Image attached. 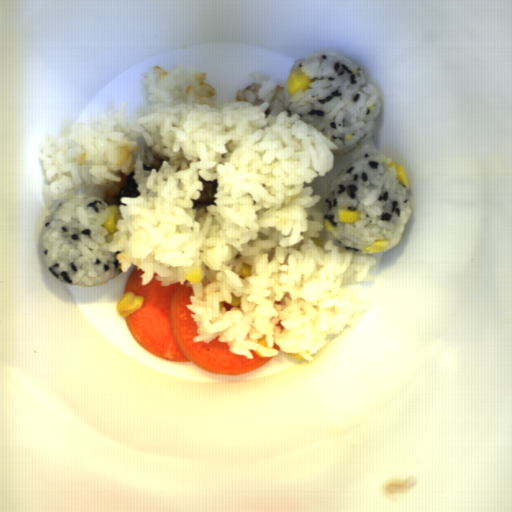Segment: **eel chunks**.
<instances>
[{
	"instance_id": "1",
	"label": "eel chunks",
	"mask_w": 512,
	"mask_h": 512,
	"mask_svg": "<svg viewBox=\"0 0 512 512\" xmlns=\"http://www.w3.org/2000/svg\"><path fill=\"white\" fill-rule=\"evenodd\" d=\"M203 183V190L200 191L201 194L198 200H194L193 208L194 209H205L209 208L214 204L215 193L219 187V181L216 180H206L203 177L199 179Z\"/></svg>"
},
{
	"instance_id": "2",
	"label": "eel chunks",
	"mask_w": 512,
	"mask_h": 512,
	"mask_svg": "<svg viewBox=\"0 0 512 512\" xmlns=\"http://www.w3.org/2000/svg\"><path fill=\"white\" fill-rule=\"evenodd\" d=\"M134 176H136L135 172H132L128 176H126L118 185L119 194L114 196L115 203H120L122 197H132L137 198L139 195V191L137 190L138 184L134 180Z\"/></svg>"
},
{
	"instance_id": "3",
	"label": "eel chunks",
	"mask_w": 512,
	"mask_h": 512,
	"mask_svg": "<svg viewBox=\"0 0 512 512\" xmlns=\"http://www.w3.org/2000/svg\"><path fill=\"white\" fill-rule=\"evenodd\" d=\"M144 171H149V170H152V169H155L156 172H159L160 171V167L158 165H144L143 167Z\"/></svg>"
}]
</instances>
